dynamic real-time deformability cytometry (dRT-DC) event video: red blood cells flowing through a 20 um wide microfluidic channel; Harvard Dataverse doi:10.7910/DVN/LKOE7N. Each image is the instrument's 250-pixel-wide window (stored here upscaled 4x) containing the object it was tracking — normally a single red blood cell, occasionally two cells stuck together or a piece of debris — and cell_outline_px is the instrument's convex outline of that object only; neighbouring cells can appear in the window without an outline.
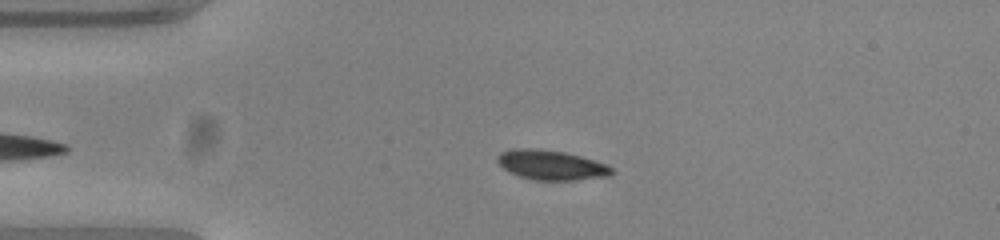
{"species": "common noctule bat (a hibernating species)", "species_latin": "Nyctalus noctula", "temperature_condition": "warm", "stored_images_in_passage": 47, "camera_frame_rate_fps": 3000, "um_per_image_px": 0.085, "animal": {"sex": "female", "body_mass_g": 23.0, "forearm_length_mm": 53.4}, "frame": {"image": 1, "passage_image": 5, "time_ms": 1.333, "image_size_px": [1000, 240], "cell_outline_px": [[616, 172], [612, 176], [576, 180], [532, 180], [508, 172], [496, 160], [496, 156], [500, 152], [512, 148], [528, 148], [564, 152], [580, 156], [608, 164]], "centroid_in_image_um": [46.88, 14.03], "position_along_channel_um": 38.1, "area_um2": 20.0}}
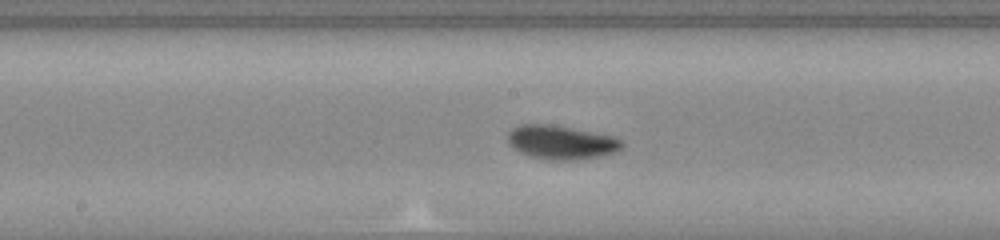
{"frame": {"image": 2, "passage_image": 21, "time_ms": 6.667, "image_size_px": [1000, 240], "cell_outline_px": [[624, 148], [600, 156], [576, 160], [544, 160], [528, 156], [520, 152], [508, 144], [508, 132], [512, 128], [520, 124], [548, 124], [572, 128], [612, 136], [620, 140], [624, 144]], "centroid_in_image_um": [47.66, 12.11], "position_along_channel_um": 200.5, "area_um2": 22.54}}
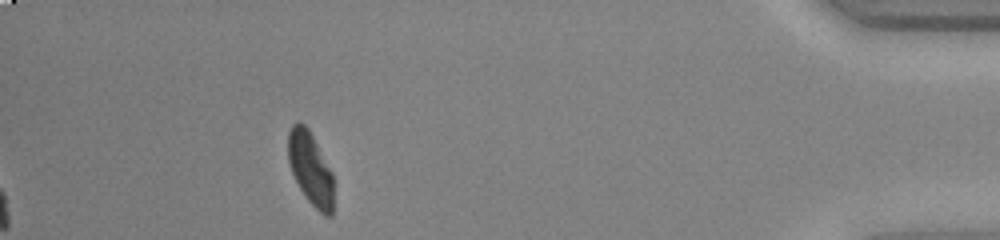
{"frame": {"image": 3, "passage_image": 42, "time_ms": 13.667, "image_size_px": [1000, 240], "cell_outline_px": [[336, 184], [332, 216], [324, 216], [308, 200], [300, 188], [292, 172], [288, 160], [288, 132], [292, 124], [304, 124], [308, 128], [332, 172]], "centroid_in_image_um": [26.44, 14.39], "position_along_channel_um": 408.8, "area_um2": 19.48}, "authors_computed_cell_mechanics": {"area_um2": 20.6346, "velocity_mm_per_s": 3.7763, "shape_relaxation_time_tau1_ms": 2.1984, "shape_relaxation_time_tau2_ms": 6.2867, "deformation_change_tau1": 0.0967, "deformation_change_tau2": 0.0625}}